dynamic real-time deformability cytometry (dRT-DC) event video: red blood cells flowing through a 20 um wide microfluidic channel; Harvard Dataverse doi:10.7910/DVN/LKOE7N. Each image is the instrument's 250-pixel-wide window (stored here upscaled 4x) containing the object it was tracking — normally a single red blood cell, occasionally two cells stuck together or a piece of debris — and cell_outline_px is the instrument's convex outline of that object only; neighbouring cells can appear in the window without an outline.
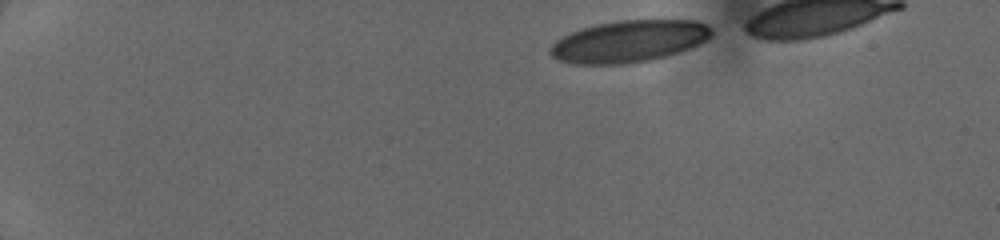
{"species": "human", "species_latin": "Homo sapiens", "temperature_condition": "cold", "stored_images_in_passage": 9, "camera_frame_rate_fps": 3000, "um_per_image_px": 0.085, "donor": {"sex": "female"}, "frame": {"image": 1, "passage_image": 1, "time_ms": 0.0, "image_size_px": [1000, 240], "cell_outline_px": [[712, 36], [688, 48], [652, 60], [624, 64], [576, 64], [556, 60], [548, 52], [548, 48], [556, 40], [572, 32], [596, 24], [616, 20], [696, 20], [708, 24], [712, 28]], "centroid_in_image_um": [53.43, 3.51], "position_along_channel_um": 31.6, "area_um2": 39.3}}
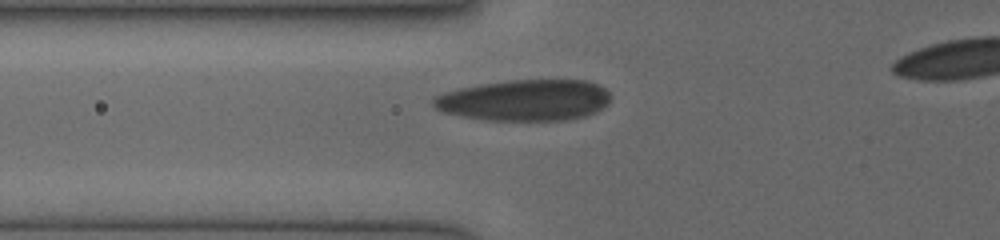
{"frame": {"image": 2, "passage_image": 6, "time_ms": 3.667, "image_size_px": [1000, 240], "cell_outline_px": [[608, 104], [596, 112], [584, 116], [564, 120], [484, 120], [460, 116], [444, 112], [436, 108], [432, 104], [432, 96], [444, 92], [460, 88], [480, 84], [508, 80], [588, 80], [604, 88], [608, 92]], "centroid_in_image_um": [44.56, 8.51], "position_along_channel_um": 81.2, "area_um2": 42.6}}
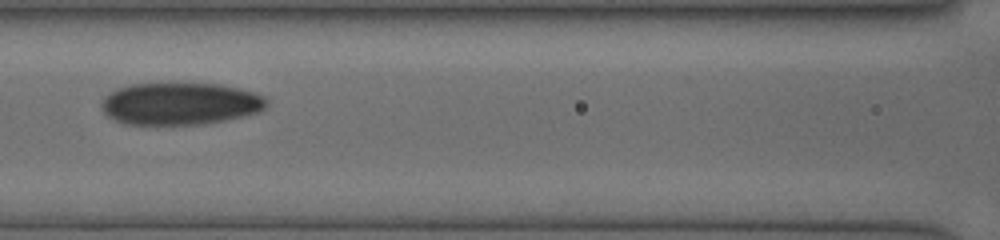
{"frame": {"image": 3, "passage_image": 8, "time_ms": 5.333, "image_size_px": [1000, 240], "cell_outline_px": [[268, 104], [260, 112], [224, 120], [200, 124], [124, 124], [108, 116], [100, 108], [100, 104], [104, 96], [116, 88], [132, 84], [176, 80], [220, 84], [240, 88], [264, 96], [268, 100]], "centroid_in_image_um": [15.29, 8.76], "position_along_channel_um": 151.3, "area_um2": 41.85}}